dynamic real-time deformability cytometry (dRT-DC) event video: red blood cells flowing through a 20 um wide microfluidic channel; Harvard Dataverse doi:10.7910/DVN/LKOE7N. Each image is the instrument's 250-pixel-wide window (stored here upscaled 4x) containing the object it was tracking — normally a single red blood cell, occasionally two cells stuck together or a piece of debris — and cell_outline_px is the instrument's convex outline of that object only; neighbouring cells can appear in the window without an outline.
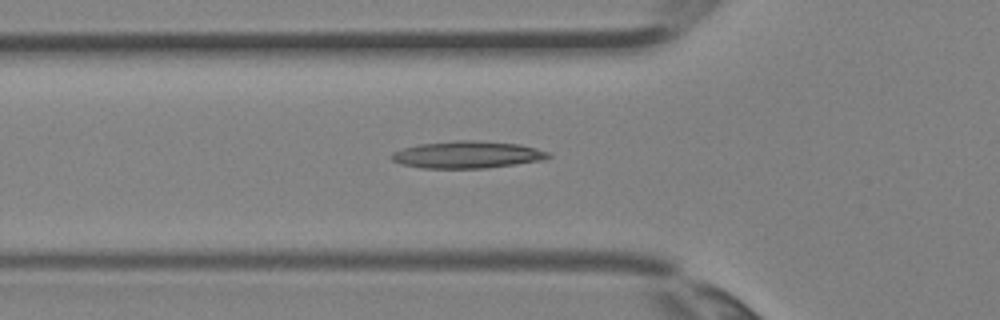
{"species": "Egyptian fruit bat (a non-hibernating species)", "species_latin": "Rousettus aegyptiacus", "temperature_condition": "room temperature", "stored_images_in_passage": 4, "camera_frame_rate_fps": 3000, "um_per_image_px": 0.085, "animal": {"sex": "female"}, "frame": {"image": 1, "passage_image": 4, "time_ms": 1.0, "image_size_px": [1000, 320], "cell_outline_px": [[552, 156], [544, 160], [516, 164], [484, 168], [420, 168], [400, 164], [392, 160], [388, 156], [392, 152], [416, 144], [456, 140], [472, 140], [520, 144], [552, 152]], "centroid_in_image_um": [39.71, 13.14], "position_along_channel_um": 86.1, "area_um2": 25.09}}